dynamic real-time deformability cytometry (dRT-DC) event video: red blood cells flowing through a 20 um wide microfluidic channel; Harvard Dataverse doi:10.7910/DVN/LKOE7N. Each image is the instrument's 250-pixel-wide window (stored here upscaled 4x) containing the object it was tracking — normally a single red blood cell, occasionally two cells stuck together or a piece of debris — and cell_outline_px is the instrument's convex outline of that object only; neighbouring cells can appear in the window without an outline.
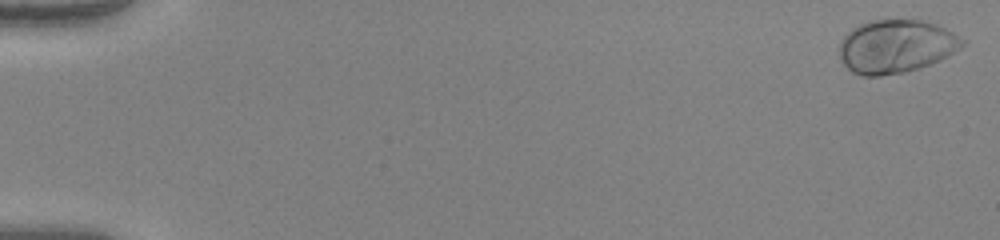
{"species": "human", "species_latin": "Homo sapiens", "temperature_condition": "warm", "stored_images_in_passage": 51, "camera_frame_rate_fps": 3000, "um_per_image_px": 0.085, "donor": {"sex": "female"}, "frame": {"image": 1, "passage_image": 1, "time_ms": 0.0, "image_size_px": [1000, 240], "cell_outline_px": [[968, 40], [960, 48], [948, 56], [940, 60], [920, 68], [904, 72], [880, 76], [864, 76], [852, 72], [840, 60], [840, 40], [852, 28], [868, 20], [880, 16], [920, 16]], "centroid_in_image_um": [76.18, 3.85], "position_along_channel_um": 8.8, "area_um2": 39.88}}
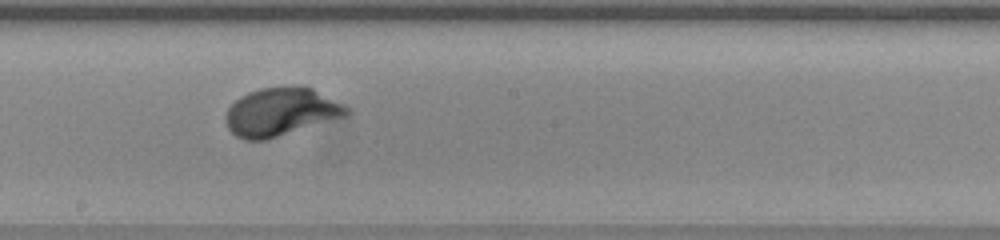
{"frame": {"image": 2, "passage_image": 30, "time_ms": 9.667, "image_size_px": [1000, 240], "cell_outline_px": [[352, 112], [348, 116], [264, 140], [244, 140], [236, 136], [228, 128], [224, 116], [228, 108], [240, 96], [248, 92], [260, 88], [300, 84], [312, 88], [348, 108]], "centroid_in_image_um": [23.86, 9.49], "position_along_channel_um": 224.3, "area_um2": 34.04}}
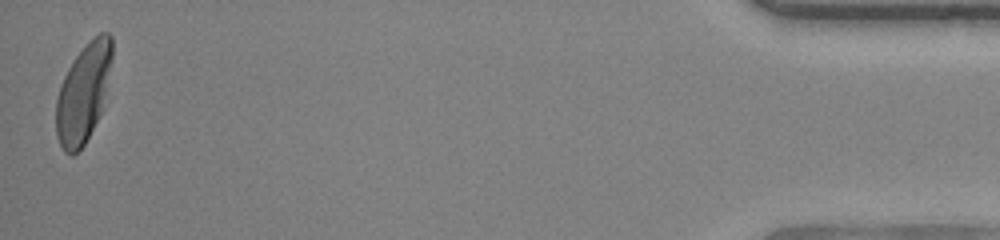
{"frame": {"image": 3, "passage_image": 51, "time_ms": 16.667, "image_size_px": [1000, 240], "cell_outline_px": [[112, 60], [104, 108], [84, 144], [72, 156], [64, 152], [56, 136], [56, 100], [60, 84], [68, 68], [76, 56], [100, 32], [108, 32], [112, 36]], "centroid_in_image_um": [7.1, 7.94], "position_along_channel_um": 428.1, "area_um2": 32.19}, "authors_computed_cell_mechanics": {"area_um2": 33.1772, "velocity_mm_per_s": 4.0731, "shape_relaxation_time_tau1_ms": 2.0458, "shape_relaxation_time_tau2_ms": null, "deformation_change_tau1": 0.1655, "deformation_change_tau2": null}}